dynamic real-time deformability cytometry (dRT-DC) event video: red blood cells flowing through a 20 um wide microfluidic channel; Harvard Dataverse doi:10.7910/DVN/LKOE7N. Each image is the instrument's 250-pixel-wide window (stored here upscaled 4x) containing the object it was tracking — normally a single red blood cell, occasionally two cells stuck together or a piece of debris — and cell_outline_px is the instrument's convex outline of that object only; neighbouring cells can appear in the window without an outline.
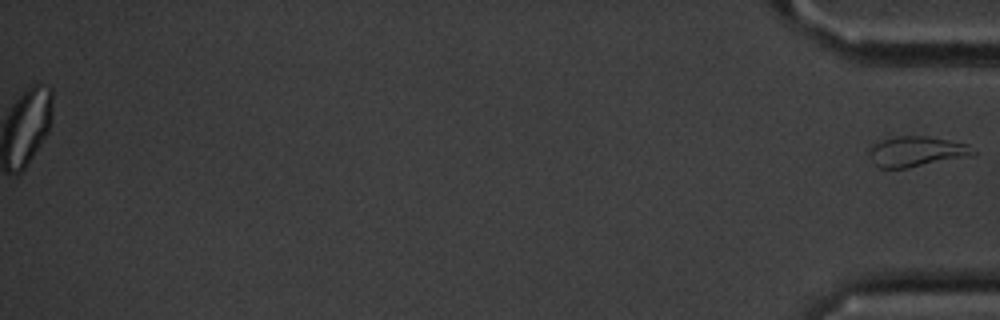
{"species": "common noctule bat (a hibernating species)", "species_latin": "Nyctalus noctula", "temperature_condition": "cold", "stored_images_in_passage": 51, "segment_of_instrument_passage": [2, 2], "camera_frame_rate_fps": 3000, "um_per_image_px": 0.085, "animal": {"sex": "male", "body_mass_g": 20.1, "forearm_length_mm": 53.5}, "frame": {"image": 1, "passage_image": 51, "time_ms": 16.667, "image_size_px": [1000, 320], "cell_outline_px": [[980, 152], [964, 156], [908, 168], [880, 168], [872, 160], [868, 152], [868, 144], [880, 140], [896, 136], [928, 136], [968, 144]], "centroid_in_image_um": [77.83, 12.85], "position_along_channel_um": 357.4, "area_um2": 18.32}}